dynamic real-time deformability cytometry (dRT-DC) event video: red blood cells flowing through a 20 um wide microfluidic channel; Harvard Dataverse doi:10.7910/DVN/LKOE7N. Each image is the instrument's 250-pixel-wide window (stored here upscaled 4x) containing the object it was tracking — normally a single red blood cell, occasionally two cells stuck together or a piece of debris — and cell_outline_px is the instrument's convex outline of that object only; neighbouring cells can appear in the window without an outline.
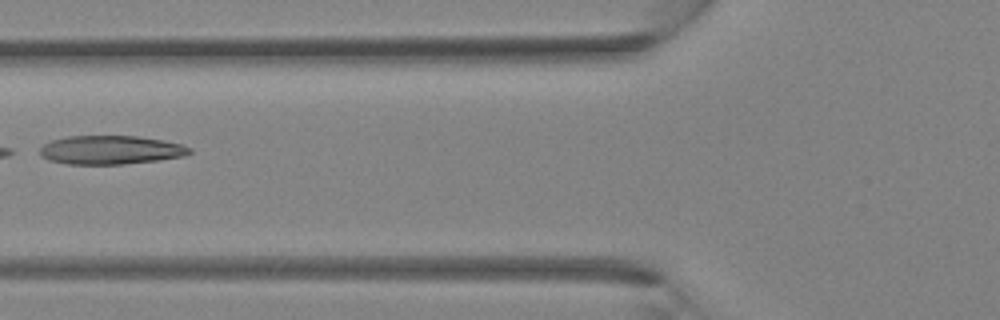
{"species": "Egyptian fruit bat (a non-hibernating species)", "species_latin": "Rousettus aegyptiacus", "temperature_condition": "room temperature", "stored_images_in_passage": 5, "camera_frame_rate_fps": 3000, "um_per_image_px": 0.085, "animal": {"sex": "female"}, "frame": {"image": 1, "passage_image": 5, "time_ms": 4.667, "image_size_px": [1000, 320], "cell_outline_px": [[192, 152], [184, 156], [160, 160], [124, 164], [64, 164], [48, 160], [40, 156], [40, 148], [44, 144], [52, 140], [68, 136], [136, 136], [164, 140], [180, 144], [192, 148]], "centroid_in_image_um": [9.4, 12.75], "position_along_channel_um": 116.4, "area_um2": 25.2}}